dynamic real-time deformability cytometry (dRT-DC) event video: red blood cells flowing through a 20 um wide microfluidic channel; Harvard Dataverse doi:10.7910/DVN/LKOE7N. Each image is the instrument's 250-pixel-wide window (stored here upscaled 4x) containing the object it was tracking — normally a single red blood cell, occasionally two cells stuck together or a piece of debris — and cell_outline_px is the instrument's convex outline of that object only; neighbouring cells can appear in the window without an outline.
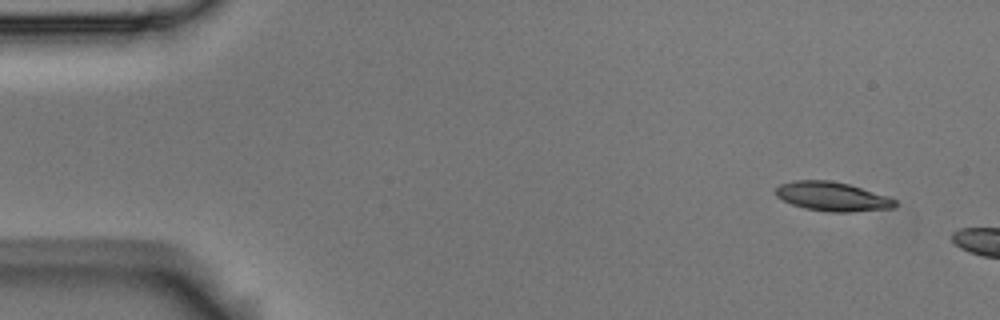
{"species": "Egyptian fruit bat (a non-hibernating species)", "species_latin": "Rousettus aegyptiacus", "temperature_condition": "room temperature", "stored_images_in_passage": 3, "camera_frame_rate_fps": 3000, "um_per_image_px": 0.085, "animal": {"sex": "male"}, "frame": {"image": 1, "passage_image": 1, "time_ms": 0.0, "image_size_px": [1000, 320], "cell_outline_px": [[896, 208], [852, 212], [828, 212], [804, 208], [792, 204], [776, 196], [776, 188], [780, 184], [796, 180], [828, 180], [848, 184], [888, 196], [896, 200]], "centroid_in_image_um": [70.77, 16.71], "position_along_channel_um": 14.2, "area_um2": 20.23}}